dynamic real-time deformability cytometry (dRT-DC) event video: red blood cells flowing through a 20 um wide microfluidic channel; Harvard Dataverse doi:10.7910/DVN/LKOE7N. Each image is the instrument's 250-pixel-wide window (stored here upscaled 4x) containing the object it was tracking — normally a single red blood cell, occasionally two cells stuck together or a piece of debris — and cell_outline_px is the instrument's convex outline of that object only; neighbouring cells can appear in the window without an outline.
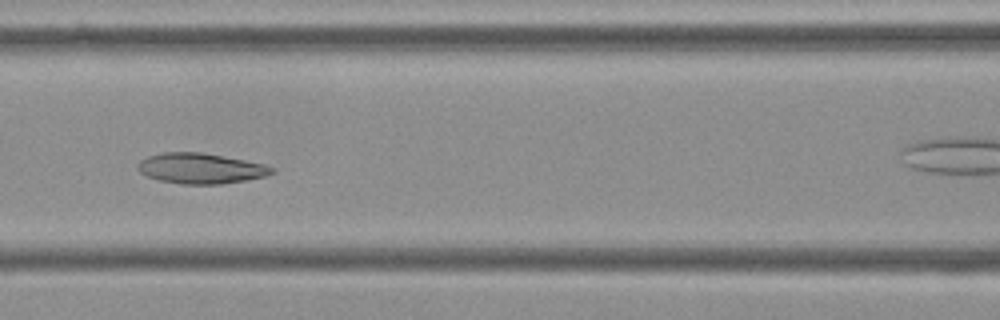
{"species": "Egyptian fruit bat (a non-hibernating species)", "species_latin": "Rousettus aegyptiacus", "temperature_condition": "cold", "stored_images_in_passage": 8, "camera_frame_rate_fps": 3000, "um_per_image_px": 0.085, "frame": {"image": 1, "passage_image": 7, "time_ms": 2.0, "image_size_px": [1000, 320], "cell_outline_px": [[276, 172], [264, 176], [244, 180], [220, 184], [180, 184], [160, 180], [148, 176], [140, 172], [136, 168], [136, 164], [140, 160], [148, 156], [160, 152], [200, 152], [244, 160], [264, 164], [276, 168]], "centroid_in_image_um": [17.03, 14.31], "position_along_channel_um": 149.6, "area_um2": 23.76}}